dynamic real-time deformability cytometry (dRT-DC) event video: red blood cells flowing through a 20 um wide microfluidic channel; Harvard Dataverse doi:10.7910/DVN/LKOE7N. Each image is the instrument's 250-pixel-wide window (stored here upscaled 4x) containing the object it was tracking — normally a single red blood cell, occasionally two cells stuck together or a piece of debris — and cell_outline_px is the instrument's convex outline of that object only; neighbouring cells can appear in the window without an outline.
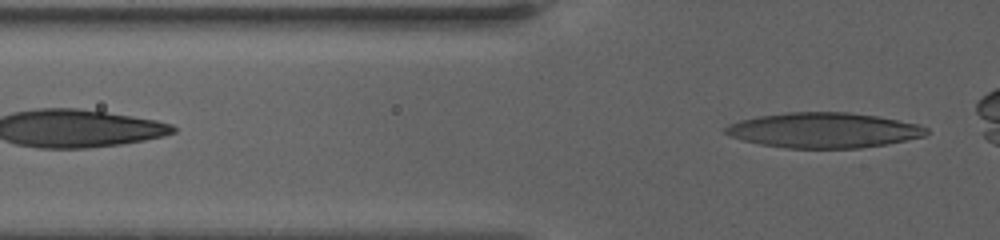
{"species": "human", "species_latin": "Homo sapiens", "temperature_condition": "warm", "stored_images_in_passage": 4, "segment_of_instrument_passage": [2, 2], "camera_frame_rate_fps": 3000, "um_per_image_px": 0.085, "donor": {"sex": "female"}, "frame": {"image": 1, "passage_image": 4, "time_ms": 2.0, "image_size_px": [1000, 240], "cell_outline_px": [[928, 132], [924, 136], [888, 144], [860, 148], [788, 148], [760, 144], [744, 140], [732, 136], [724, 132], [724, 128], [728, 124], [740, 120], [756, 116], [788, 112], [848, 112], [876, 116], [916, 124], [928, 128]], "centroid_in_image_um": [70.0, 11.07], "position_along_channel_um": 55.8, "area_um2": 41.04}}